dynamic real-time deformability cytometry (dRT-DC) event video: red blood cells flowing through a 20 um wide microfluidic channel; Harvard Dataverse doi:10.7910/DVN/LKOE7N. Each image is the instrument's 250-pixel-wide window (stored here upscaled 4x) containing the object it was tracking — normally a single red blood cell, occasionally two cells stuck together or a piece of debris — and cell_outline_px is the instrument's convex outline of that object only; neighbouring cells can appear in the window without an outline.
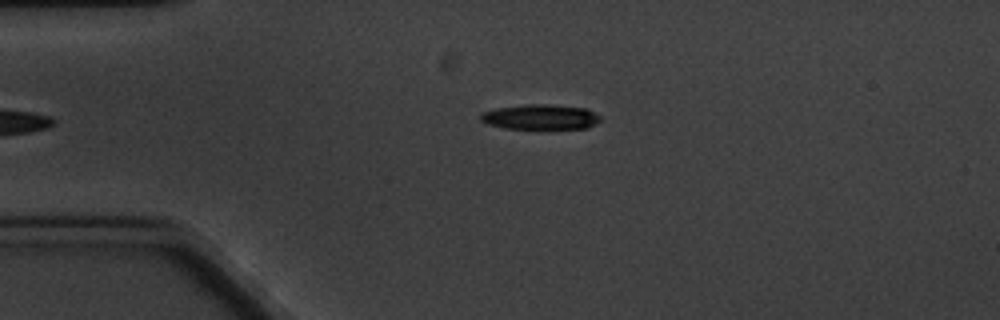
{"species": "common noctule bat (a hibernating species)", "species_latin": "Nyctalus noctula", "temperature_condition": "cold", "stored_images_in_passage": 5, "camera_frame_rate_fps": 3000, "um_per_image_px": 0.085, "animal": {"sex": "male", "body_mass_g": 20.1, "forearm_length_mm": 53.5}, "frame": {"image": 1, "passage_image": 5, "time_ms": 5.0, "image_size_px": [1000, 320], "cell_outline_px": [[600, 120], [596, 124], [588, 128], [504, 128], [488, 124], [480, 120], [480, 112], [496, 108], [528, 104], [552, 104], [588, 108], [600, 116]], "centroid_in_image_um": [45.95, 9.93], "position_along_channel_um": 39.1, "area_um2": 17.57}}